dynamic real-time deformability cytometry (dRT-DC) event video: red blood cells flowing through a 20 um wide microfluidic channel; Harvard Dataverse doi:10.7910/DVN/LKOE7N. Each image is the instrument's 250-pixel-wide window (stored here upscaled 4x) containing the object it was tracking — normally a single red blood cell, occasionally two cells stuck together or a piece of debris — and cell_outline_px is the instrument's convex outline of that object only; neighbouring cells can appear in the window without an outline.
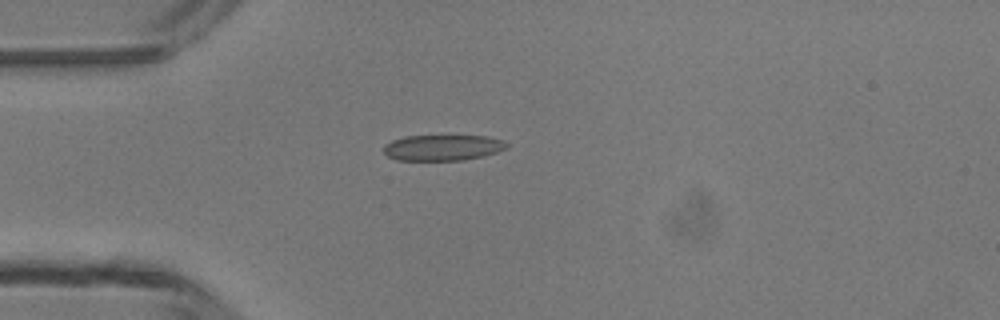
{"species": "common noctule bat (a hibernating species)", "species_latin": "Nyctalus noctula", "temperature_condition": "room temperature", "stored_images_in_passage": 4, "camera_frame_rate_fps": 3000, "um_per_image_px": 0.085, "animal": {"sex": "male", "body_mass_g": 13.3}, "frame": {"image": 1, "passage_image": 4, "time_ms": 4.0, "image_size_px": [1000, 320], "cell_outline_px": [[508, 144], [504, 148], [496, 152], [480, 156], [460, 160], [396, 160], [388, 156], [384, 152], [384, 144], [392, 140], [404, 136], [488, 136], [504, 140]], "centroid_in_image_um": [37.58, 12.54], "position_along_channel_um": 47.4, "area_um2": 18.32}}